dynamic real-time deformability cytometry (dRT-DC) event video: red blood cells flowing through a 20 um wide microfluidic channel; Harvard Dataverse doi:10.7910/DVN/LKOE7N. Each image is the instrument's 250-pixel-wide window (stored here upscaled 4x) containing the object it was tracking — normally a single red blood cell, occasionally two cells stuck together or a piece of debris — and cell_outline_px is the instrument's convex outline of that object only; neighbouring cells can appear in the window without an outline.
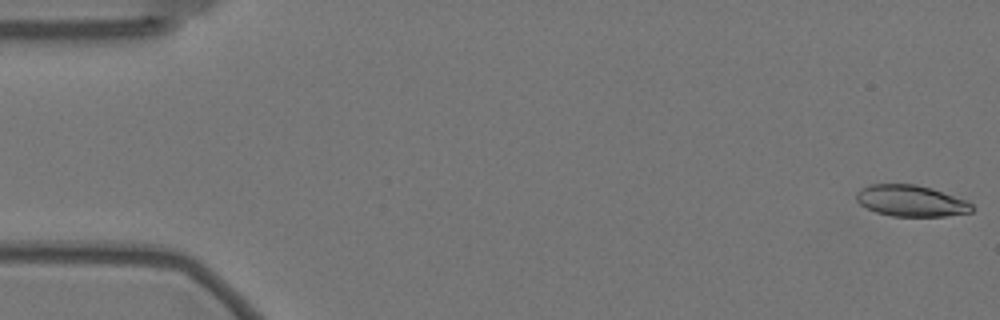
{"species": "Egyptian fruit bat (a non-hibernating species)", "species_latin": "Rousettus aegyptiacus", "temperature_condition": "warm", "stored_images_in_passage": 48, "camera_frame_rate_fps": 3000, "um_per_image_px": 0.085, "animal": {"sex": "female"}, "frame": {"image": 1, "passage_image": 1, "time_ms": 0.0, "image_size_px": [1000, 320], "cell_outline_px": [[976, 208], [972, 212], [944, 216], [892, 216], [876, 212], [860, 204], [856, 200], [856, 192], [860, 188], [868, 184], [916, 184], [932, 188], [968, 200]], "centroid_in_image_um": [77.46, 17.06], "position_along_channel_um": 7.5, "area_um2": 21.33}}
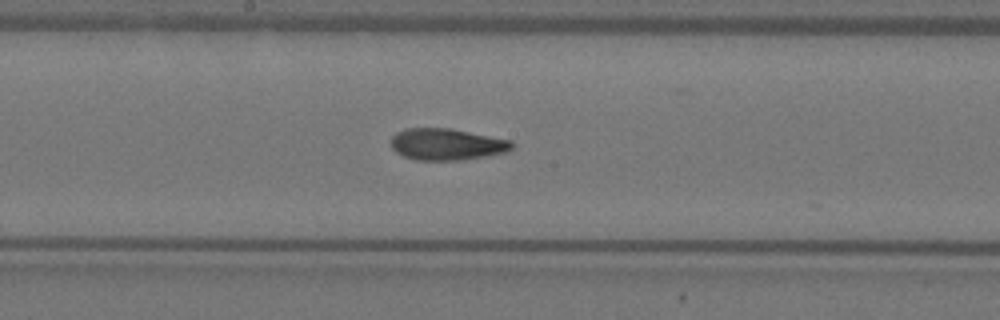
{"frame": {"image": 2, "passage_image": 30, "time_ms": 9.667, "image_size_px": [1000, 320], "cell_outline_px": [[516, 144], [508, 152], [464, 160], [416, 160], [404, 156], [396, 152], [392, 148], [388, 140], [396, 132], [404, 128], [452, 128], [512, 140]], "centroid_in_image_um": [37.98, 12.26], "position_along_channel_um": 210.2, "area_um2": 22.77}}
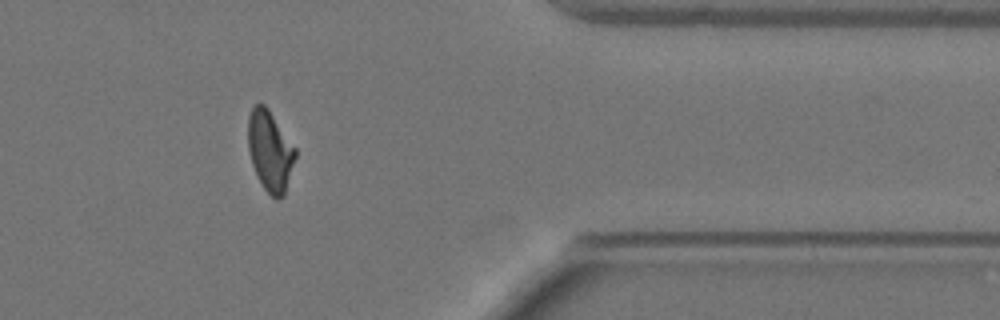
{"frame": {"image": 3, "passage_image": 47, "time_ms": 15.333, "image_size_px": [1000, 320], "cell_outline_px": [[296, 156], [284, 196], [276, 200], [264, 188], [256, 176], [252, 164], [248, 148], [248, 116], [252, 108], [256, 104], [264, 104], [268, 108], [296, 148]], "centroid_in_image_um": [22.95, 12.84], "position_along_channel_um": 388.4, "area_um2": 22.2}, "authors_computed_cell_mechanics": {"area_um2": 22.4264, "velocity_mm_per_s": 3.5131, "shape_relaxation_time_tau1_ms": 7.6195, "shape_relaxation_time_tau2_ms": 2.3991, "deformation_change_tau1": 0.2202, "deformation_change_tau2": 0.0911}}